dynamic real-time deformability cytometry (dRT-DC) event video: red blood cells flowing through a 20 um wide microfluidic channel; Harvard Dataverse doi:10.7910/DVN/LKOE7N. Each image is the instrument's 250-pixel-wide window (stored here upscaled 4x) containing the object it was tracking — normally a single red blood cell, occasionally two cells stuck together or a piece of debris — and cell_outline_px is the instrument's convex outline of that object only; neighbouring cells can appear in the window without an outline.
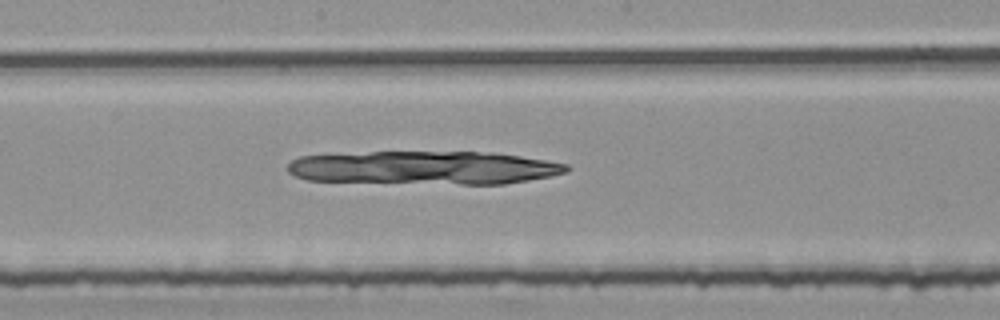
{"species": "common noctule bat (a hibernating species)", "species_latin": "Nyctalus noctula", "temperature_condition": "room temperature", "stored_images_in_passage": 53, "camera_frame_rate_fps": 3000, "um_per_image_px": 0.085, "animal": {"sex": "female", "body_mass_g": 25.1}, "frame": {"image": 1, "passage_image": 28, "time_ms": 9.0, "image_size_px": [1000, 320], "cell_outline_px": [[572, 168], [568, 172], [548, 176], [504, 184], [460, 184], [308, 180], [296, 176], [288, 172], [284, 168], [292, 160], [300, 156], [372, 152], [492, 152], [520, 156], [568, 164]], "centroid_in_image_um": [36.07, 14.25], "position_along_channel_um": 212.1, "area_um2": 54.1}}
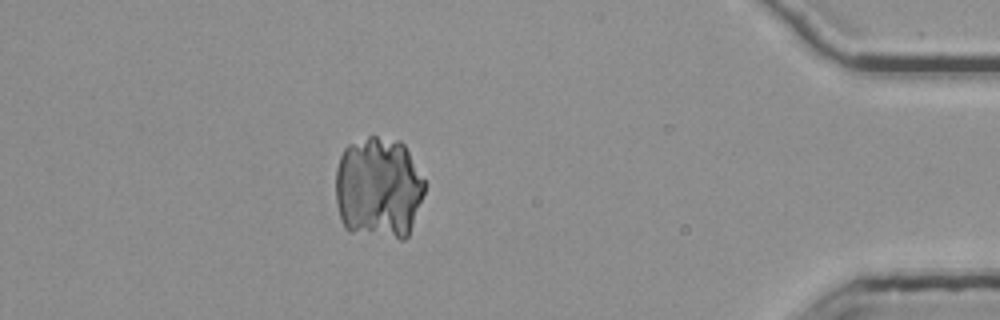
{"frame": {"image": 2, "passage_image": 47, "time_ms": 15.333, "image_size_px": [1000, 320], "cell_outline_px": [[428, 184], [408, 236], [404, 240], [400, 240], [348, 232], [344, 228], [336, 204], [336, 168], [340, 156], [344, 148], [348, 144], [368, 136], [376, 136], [400, 140], [404, 144]], "centroid_in_image_um": [32.18, 15.98], "position_along_channel_um": 403.0, "area_um2": 54.1}}